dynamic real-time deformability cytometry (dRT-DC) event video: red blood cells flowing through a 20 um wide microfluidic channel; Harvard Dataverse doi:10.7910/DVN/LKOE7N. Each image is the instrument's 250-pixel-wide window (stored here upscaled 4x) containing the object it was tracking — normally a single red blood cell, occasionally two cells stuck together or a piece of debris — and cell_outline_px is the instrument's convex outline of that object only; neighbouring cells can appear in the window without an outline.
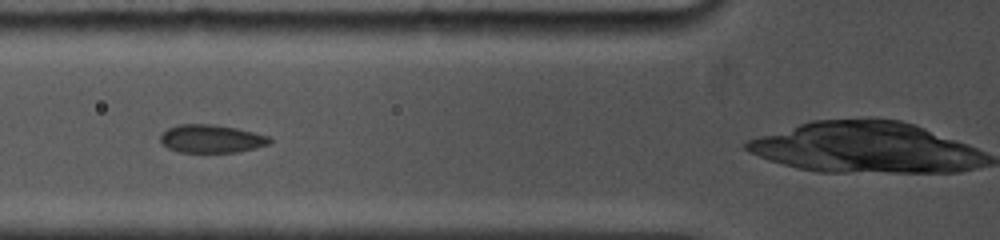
{"species": "common noctule bat (a hibernating species)", "species_latin": "Nyctalus noctula", "temperature_condition": "cold", "stored_images_in_passage": 34, "camera_frame_rate_fps": 5000, "um_per_image_px": 0.085, "animal": {"sex": "female", "body_mass_g": 19.0, "forearm_length_mm": 53.3}, "frame": {"image": 1, "passage_image": 10, "time_ms": 3.2, "image_size_px": [1000, 240], "cell_outline_px": [[272, 140], [268, 144], [256, 148], [236, 152], [180, 152], [168, 148], [160, 140], [160, 136], [168, 128], [176, 124], [212, 124], [236, 128], [268, 136]], "centroid_in_image_um": [17.95, 11.79], "position_along_channel_um": 107.8, "area_um2": 17.74}}
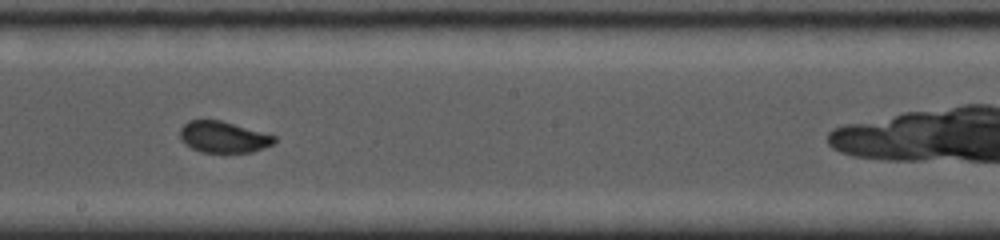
{"frame": {"image": 2, "passage_image": 20, "time_ms": 6.4, "image_size_px": [1000, 240], "cell_outline_px": [[276, 140], [272, 144], [264, 148], [252, 152], [200, 152], [184, 144], [180, 140], [180, 128], [188, 120], [220, 120], [276, 136]], "centroid_in_image_um": [18.95, 11.65], "position_along_channel_um": 229.2, "area_um2": 17.17}}
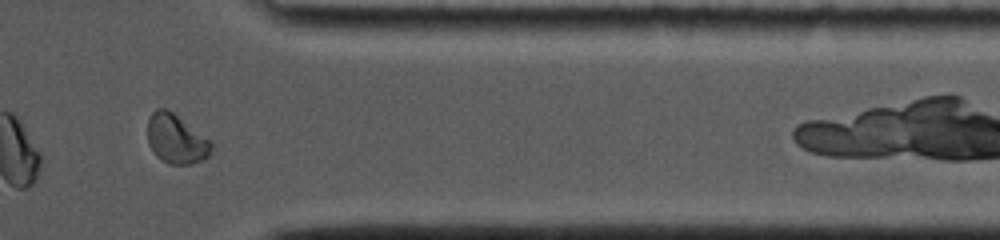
{"frame": {"image": 3, "passage_image": 30, "time_ms": 10.8, "image_size_px": [1000, 240], "cell_outline_px": [[212, 156], [204, 160], [192, 164], [168, 164], [160, 160], [152, 152], [148, 144], [148, 116], [156, 108], [168, 108], [208, 140], [212, 144]], "centroid_in_image_um": [14.95, 11.84], "position_along_channel_um": 396.5, "area_um2": 18.5}, "authors_computed_cell_mechanics": {"area_um2": 18.1492, "velocity_mm_per_s": 3.8126, "shape_relaxation_time_tau1_ms": 5.1762, "shape_relaxation_time_tau2_ms": null, "deformation_change_tau1": 0.149, "deformation_change_tau2": null}}